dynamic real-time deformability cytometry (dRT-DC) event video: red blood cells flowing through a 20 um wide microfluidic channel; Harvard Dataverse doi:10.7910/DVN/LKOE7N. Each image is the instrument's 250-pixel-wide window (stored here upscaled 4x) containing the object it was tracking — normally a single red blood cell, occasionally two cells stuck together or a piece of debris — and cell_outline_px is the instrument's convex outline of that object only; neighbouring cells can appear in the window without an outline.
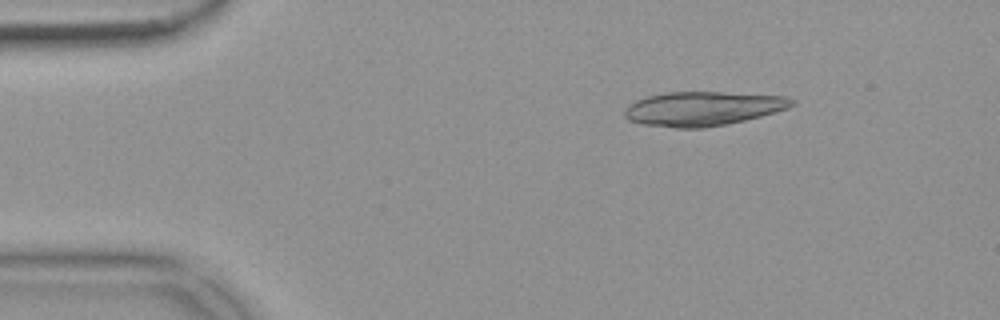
{"species": "common noctule bat (a hibernating species)", "species_latin": "Nyctalus noctula", "temperature_condition": "warm", "stored_images_in_passage": 11, "camera_frame_rate_fps": 3000, "um_per_image_px": 0.085, "animal": {"sex": "female", "body_mass_g": 18.4}, "frame": {"image": 1, "passage_image": 2, "time_ms": 0.333, "image_size_px": [1000, 320], "cell_outline_px": [[796, 104], [788, 108], [760, 116], [744, 120], [704, 128], [676, 128], [640, 124], [628, 120], [624, 116], [624, 112], [628, 104], [636, 100], [648, 96], [668, 92], [720, 92], [784, 96], [796, 100]], "centroid_in_image_um": [59.71, 9.23], "position_along_channel_um": 25.3, "area_um2": 33.29}}